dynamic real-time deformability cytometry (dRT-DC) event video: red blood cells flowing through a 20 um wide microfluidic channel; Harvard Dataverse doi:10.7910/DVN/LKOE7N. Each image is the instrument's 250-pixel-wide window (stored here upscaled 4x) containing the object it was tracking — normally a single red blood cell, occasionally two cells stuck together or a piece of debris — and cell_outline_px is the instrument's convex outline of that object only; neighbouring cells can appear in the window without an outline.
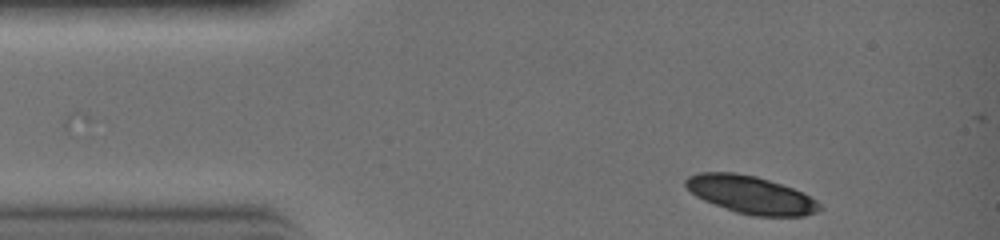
{"species": "common noctule bat (a hibernating species)", "species_latin": "Nyctalus noctula", "temperature_condition": "warm", "stored_images_in_passage": 25, "camera_frame_rate_fps": 3000, "um_per_image_px": 0.085, "animal": {"sex": "female", "body_mass_g": 19.0, "forearm_length_mm": 51.5}, "frame": {"image": 1, "passage_image": 1, "time_ms": 0.0, "image_size_px": [1000, 240], "cell_outline_px": [[824, 208], [816, 212], [804, 216], [752, 216], [736, 212], [704, 200], [696, 196], [684, 184], [684, 180], [688, 176], [700, 172], [736, 172], [756, 176], [804, 192], [816, 200]], "centroid_in_image_um": [63.83, 16.55], "position_along_channel_um": 21.2, "area_um2": 29.42}}